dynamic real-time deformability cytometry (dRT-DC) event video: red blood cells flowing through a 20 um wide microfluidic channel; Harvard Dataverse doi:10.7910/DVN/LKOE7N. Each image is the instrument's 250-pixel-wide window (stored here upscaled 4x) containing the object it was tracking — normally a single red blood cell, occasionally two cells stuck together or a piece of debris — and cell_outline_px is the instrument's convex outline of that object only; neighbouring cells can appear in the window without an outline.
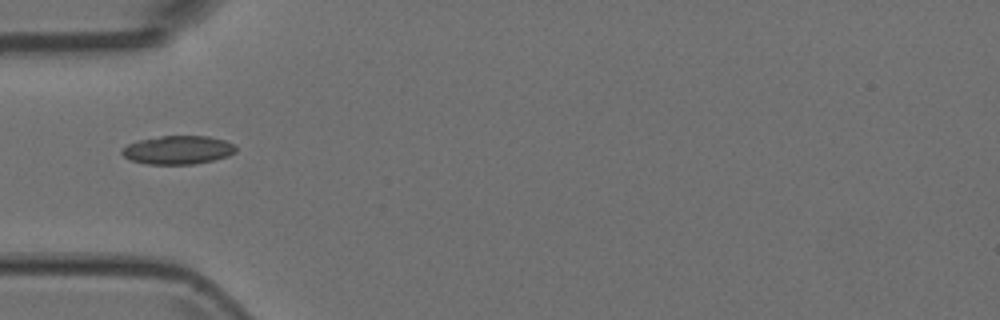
{"species": "Egyptian fruit bat (a non-hibernating species)", "species_latin": "Rousettus aegyptiacus", "temperature_condition": "room temperature", "stored_images_in_passage": 7, "camera_frame_rate_fps": 3000, "um_per_image_px": 0.085, "animal": {"sex": "female"}, "frame": {"image": 1, "passage_image": 3, "time_ms": 0.667, "image_size_px": [1000, 320], "cell_outline_px": [[236, 152], [228, 156], [212, 160], [192, 164], [148, 164], [132, 160], [124, 156], [120, 152], [128, 144], [140, 140], [160, 136], [208, 136], [224, 140], [236, 144]], "centroid_in_image_um": [15.16, 12.74], "position_along_channel_um": 69.8, "area_um2": 18.79}}
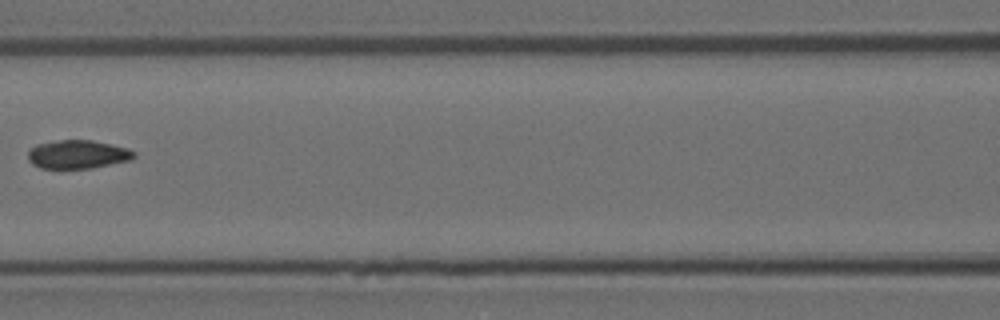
{"frame": {"image": 2, "passage_image": 5, "time_ms": 1.333, "image_size_px": [1000, 320], "cell_outline_px": [[136, 156], [132, 160], [92, 168], [40, 168], [32, 164], [28, 160], [28, 152], [36, 144], [60, 140], [92, 140], [112, 144], [128, 148], [136, 152]], "centroid_in_image_um": [6.64, 13.12], "position_along_channel_um": 160.0, "area_um2": 17.74}}
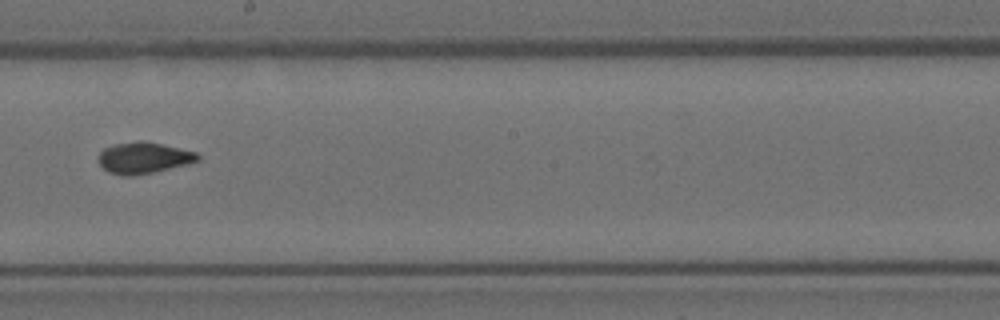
{"frame": {"image": 3, "passage_image": 7, "time_ms": 2.0, "image_size_px": [1000, 320], "cell_outline_px": [[200, 160], [188, 164], [152, 172], [132, 176], [120, 176], [108, 172], [96, 160], [100, 152], [104, 148], [116, 144], [136, 140], [144, 140], [196, 152], [200, 156]], "centroid_in_image_um": [12.18, 13.41], "position_along_channel_um": 236.0, "area_um2": 18.21}}